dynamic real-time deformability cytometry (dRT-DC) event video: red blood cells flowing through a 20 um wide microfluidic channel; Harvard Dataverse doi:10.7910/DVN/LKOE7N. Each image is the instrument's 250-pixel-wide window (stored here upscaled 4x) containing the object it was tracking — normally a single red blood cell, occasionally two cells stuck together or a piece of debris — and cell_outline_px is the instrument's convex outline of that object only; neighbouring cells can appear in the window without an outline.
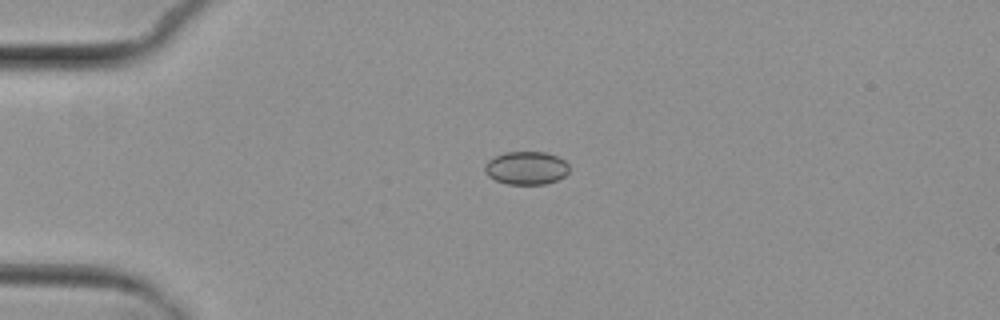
{"species": "common noctule bat (a hibernating species)", "species_latin": "Nyctalus noctula", "temperature_condition": "cold", "stored_images_in_passage": 4, "camera_frame_rate_fps": 3000, "um_per_image_px": 0.085, "animal": {"sex": "female", "body_mass_g": 29.2, "forearm_length_mm": 56.3}, "frame": {"image": 1, "passage_image": 3, "time_ms": 2.333, "image_size_px": [1000, 320], "cell_outline_px": [[568, 172], [564, 176], [556, 180], [544, 184], [508, 184], [496, 180], [488, 176], [484, 172], [484, 164], [488, 160], [504, 152], [544, 152], [556, 156], [564, 160], [568, 164]], "centroid_in_image_um": [44.7, 14.28], "position_along_channel_um": 40.3, "area_um2": 16.24}}